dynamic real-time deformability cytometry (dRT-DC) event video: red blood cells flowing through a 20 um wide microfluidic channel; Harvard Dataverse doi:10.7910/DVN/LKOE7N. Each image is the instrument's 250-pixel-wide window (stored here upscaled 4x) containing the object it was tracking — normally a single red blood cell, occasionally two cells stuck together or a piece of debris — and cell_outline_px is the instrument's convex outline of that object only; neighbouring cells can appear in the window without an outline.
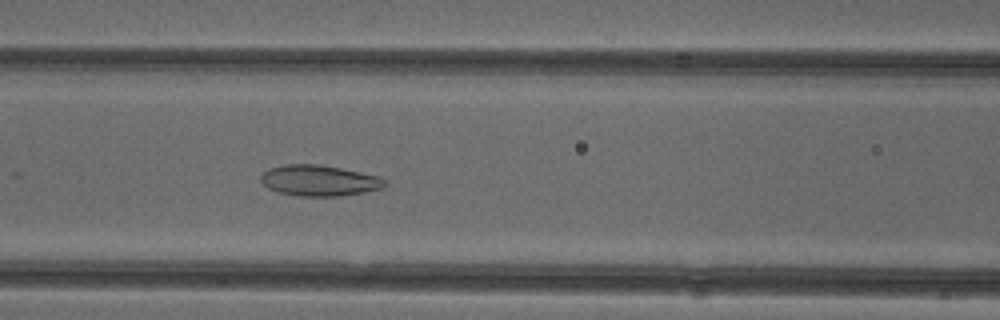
{"species": "common noctule bat (a hibernating species)", "species_latin": "Nyctalus noctula", "temperature_condition": "cold", "stored_images_in_passage": 50, "camera_frame_rate_fps": 3000, "um_per_image_px": 0.085, "animal": {"sex": "female"}, "frame": {"image": 1, "passage_image": 21, "time_ms": 6.667, "image_size_px": [1000, 320], "cell_outline_px": [[384, 184], [380, 188], [364, 192], [336, 196], [300, 196], [276, 192], [268, 188], [260, 180], [260, 176], [268, 168], [284, 164], [316, 164], [340, 168], [380, 176], [384, 180]], "centroid_in_image_um": [27.06, 15.34], "position_along_channel_um": 139.5, "area_um2": 22.14}}
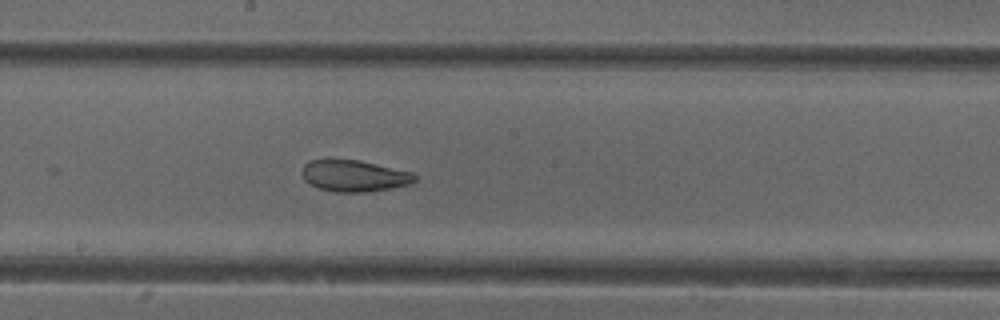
{"frame": {"image": 2, "passage_image": 27, "time_ms": 8.667, "image_size_px": [1000, 320], "cell_outline_px": [[416, 180], [412, 184], [364, 192], [336, 192], [320, 188], [304, 180], [304, 164], [308, 160], [328, 156], [360, 160], [412, 172], [416, 176]], "centroid_in_image_um": [30.08, 14.89], "position_along_channel_um": 218.1, "area_um2": 21.1}}
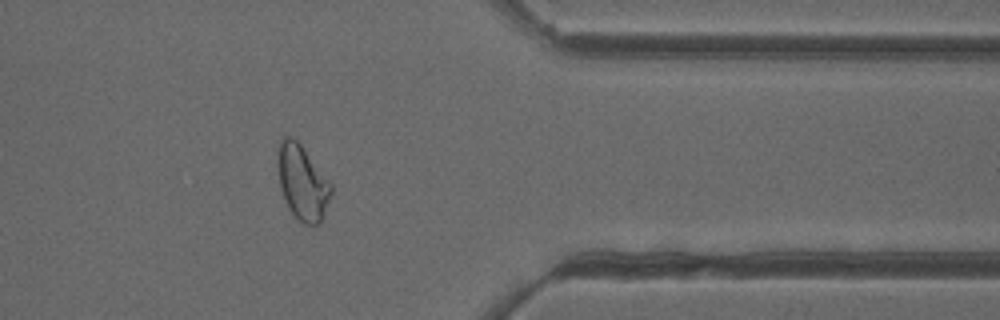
{"frame": {"image": 3, "passage_image": 41, "time_ms": 13.333, "image_size_px": [1000, 320], "cell_outline_px": [[332, 192], [320, 224], [304, 224], [288, 208], [280, 188], [276, 152], [280, 136], [292, 136], [300, 144], [332, 184]], "centroid_in_image_um": [25.67, 15.46], "position_along_channel_um": 385.7, "area_um2": 23.29}}